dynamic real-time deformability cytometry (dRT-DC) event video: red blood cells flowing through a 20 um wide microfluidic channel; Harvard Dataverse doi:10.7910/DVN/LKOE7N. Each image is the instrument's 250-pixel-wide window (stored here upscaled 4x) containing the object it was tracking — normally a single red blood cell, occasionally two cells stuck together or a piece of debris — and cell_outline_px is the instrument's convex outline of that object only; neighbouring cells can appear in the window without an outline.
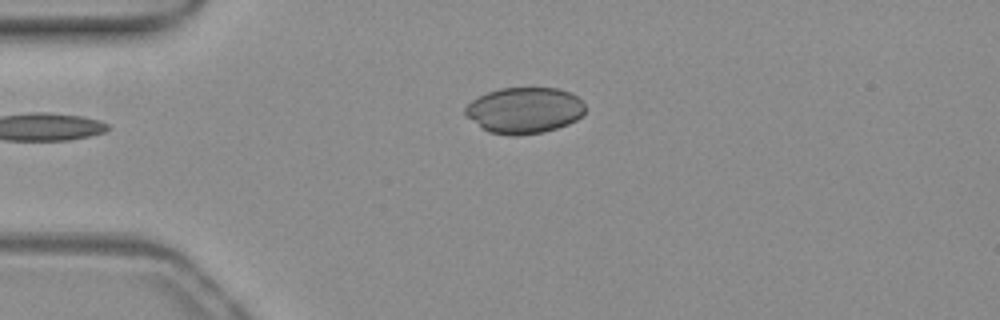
{"species": "common noctule bat (a hibernating species)", "species_latin": "Nyctalus noctula", "temperature_condition": "warm", "stored_images_in_passage": 37, "camera_frame_rate_fps": 3000, "um_per_image_px": 0.085, "animal": {"sex": "female", "body_mass_g": 19.3, "forearm_length_mm": 54.1}, "frame": {"image": 1, "passage_image": 1, "time_ms": 0.0, "image_size_px": [1000, 320], "cell_outline_px": [[584, 112], [576, 120], [568, 124], [544, 132], [516, 136], [508, 136], [488, 132], [464, 116], [464, 108], [472, 100], [488, 92], [500, 88], [556, 88], [568, 92], [576, 96], [584, 104]], "centroid_in_image_um": [44.53, 9.39], "position_along_channel_um": 40.5, "area_um2": 32.25}}
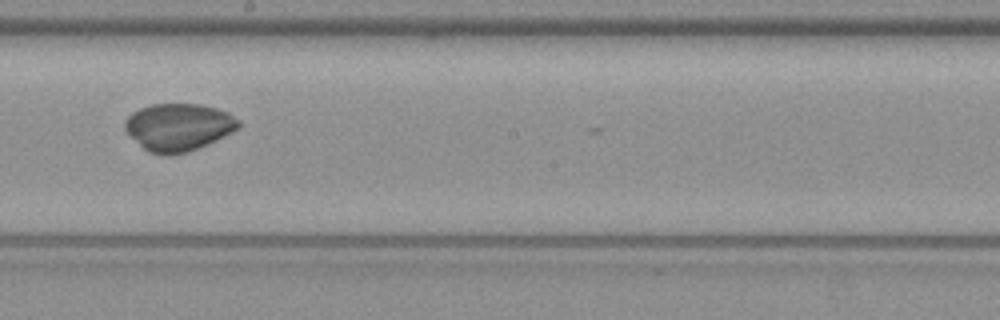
{"frame": {"image": 2, "passage_image": 18, "time_ms": 5.667, "image_size_px": [1000, 320], "cell_outline_px": [[240, 128], [208, 144], [188, 152], [168, 156], [148, 152], [124, 128], [124, 120], [132, 112], [140, 108], [152, 104], [200, 104], [216, 108], [228, 112], [240, 120]], "centroid_in_image_um": [15.19, 10.8], "position_along_channel_um": 233.0, "area_um2": 31.44}}
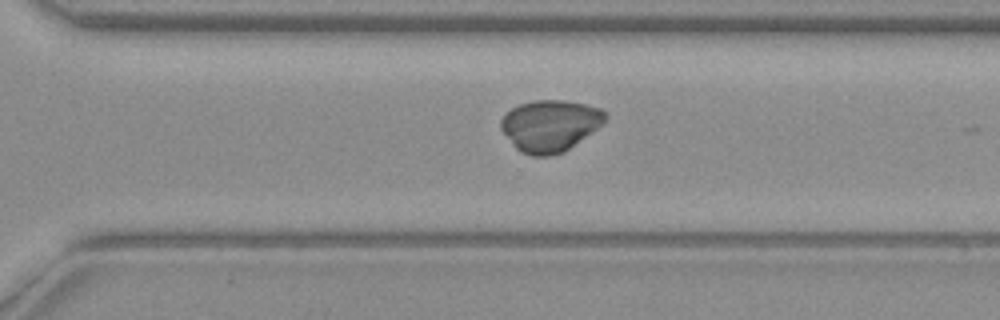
{"frame": {"image": 3, "passage_image": 25, "time_ms": 8.0, "image_size_px": [1000, 320], "cell_outline_px": [[608, 116], [604, 124], [564, 152], [548, 156], [532, 156], [520, 152], [512, 144], [500, 128], [500, 120], [512, 108], [520, 104], [536, 100], [564, 100], [584, 104], [600, 108]], "centroid_in_image_um": [46.76, 10.69], "position_along_channel_um": 323.8, "area_um2": 31.39}}